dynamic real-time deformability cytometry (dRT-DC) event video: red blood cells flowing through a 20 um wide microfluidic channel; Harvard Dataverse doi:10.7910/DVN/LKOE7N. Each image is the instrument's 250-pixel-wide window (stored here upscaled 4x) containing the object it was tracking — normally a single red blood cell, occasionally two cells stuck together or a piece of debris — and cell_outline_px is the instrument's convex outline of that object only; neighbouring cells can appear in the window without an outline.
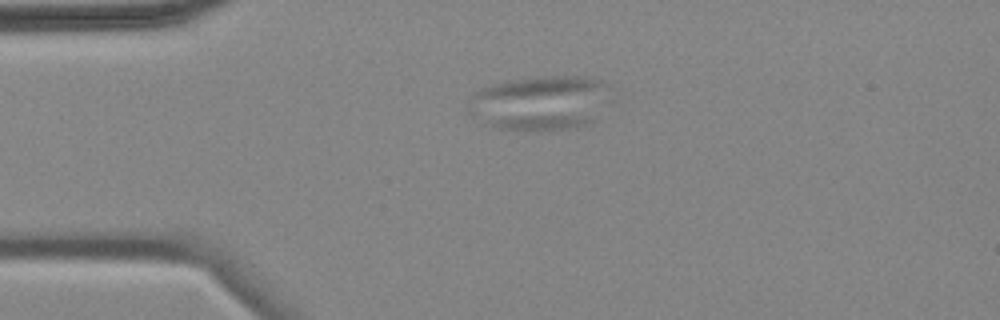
{"species": "common noctule bat (a hibernating species)", "species_latin": "Nyctalus noctula", "temperature_condition": "cold", "stored_images_in_passage": 3, "camera_frame_rate_fps": 3000, "um_per_image_px": 0.085, "animal": {"sex": "female", "body_mass_g": 18.4}, "frame": {"image": 1, "passage_image": 3, "time_ms": 3.0, "image_size_px": [1000, 320], "cell_outline_px": [[604, 88], [596, 120], [592, 124], [576, 128], [524, 132], [496, 128], [468, 116], [468, 108], [472, 96], [476, 92], [484, 88], [508, 80], [544, 76], [588, 76], [604, 80]], "centroid_in_image_um": [45.81, 8.78], "position_along_channel_um": 39.2, "area_um2": 45.03}}